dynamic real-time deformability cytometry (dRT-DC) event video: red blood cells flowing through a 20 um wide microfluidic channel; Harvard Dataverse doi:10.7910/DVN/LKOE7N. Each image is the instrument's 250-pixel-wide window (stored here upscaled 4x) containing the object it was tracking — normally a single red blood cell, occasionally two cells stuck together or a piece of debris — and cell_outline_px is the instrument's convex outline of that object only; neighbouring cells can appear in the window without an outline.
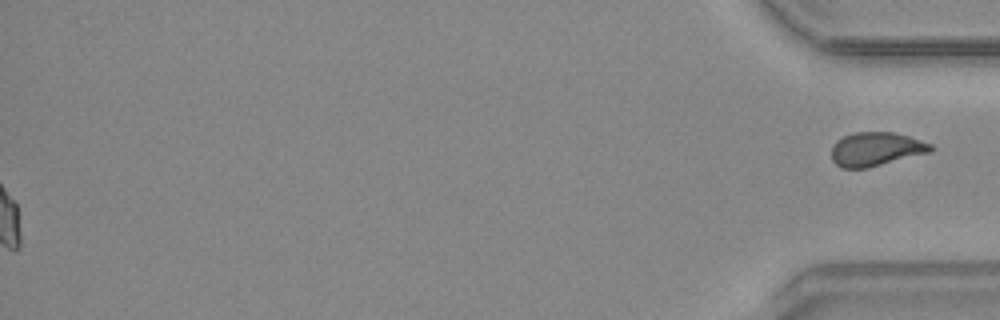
{"species": "common noctule bat (a hibernating species)", "species_latin": "Nyctalus noctula", "temperature_condition": "warm", "stored_images_in_passage": 43, "segment_of_instrument_passage": [2, 2], "camera_frame_rate_fps": 3000, "um_per_image_px": 0.085, "animal": {"sex": "male", "body_mass_g": 20.4}, "frame": {"image": 1, "passage_image": 43, "time_ms": 14.0, "image_size_px": [1000, 320], "cell_outline_px": [[936, 148], [932, 152], [868, 168], [840, 168], [832, 160], [832, 144], [836, 140], [852, 132], [892, 132], [908, 136], [932, 144]], "centroid_in_image_um": [74.47, 12.68], "position_along_channel_um": 360.7, "area_um2": 19.83}}